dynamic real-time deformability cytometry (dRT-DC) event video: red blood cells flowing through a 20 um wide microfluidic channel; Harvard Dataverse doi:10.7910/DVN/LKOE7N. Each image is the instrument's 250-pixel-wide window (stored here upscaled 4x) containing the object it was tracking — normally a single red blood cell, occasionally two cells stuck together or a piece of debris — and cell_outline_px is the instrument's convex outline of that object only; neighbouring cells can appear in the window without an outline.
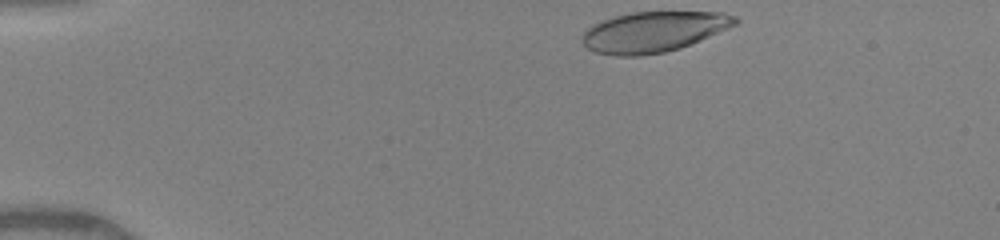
{"species": "human", "species_latin": "Homo sapiens", "temperature_condition": "warm", "stored_images_in_passage": 37, "camera_frame_rate_fps": 3000, "um_per_image_px": 0.085, "donor": {"sex": "female"}, "frame": {"image": 1, "passage_image": 1, "time_ms": 0.0, "image_size_px": [1000, 240], "cell_outline_px": [[740, 20], [736, 24], [728, 28], [700, 40], [680, 48], [664, 52], [640, 56], [616, 56], [596, 52], [588, 48], [580, 40], [580, 36], [592, 24], [616, 16], [632, 12], [724, 12], [736, 16]], "centroid_in_image_um": [55.54, 2.7], "position_along_channel_um": 29.5, "area_um2": 36.07}}
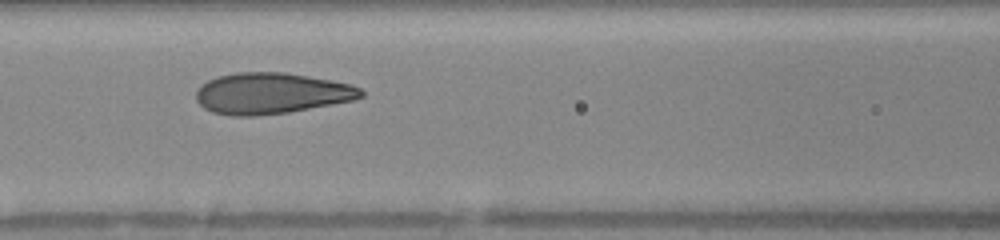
{"frame": {"image": 2, "passage_image": 15, "time_ms": 4.667, "image_size_px": [1000, 240], "cell_outline_px": [[364, 96], [352, 100], [288, 112], [256, 116], [232, 116], [212, 112], [204, 108], [196, 100], [196, 88], [200, 84], [216, 76], [236, 72], [284, 72], [332, 80], [352, 84], [360, 88], [364, 92]], "centroid_in_image_um": [23.02, 7.92], "position_along_channel_um": 143.6, "area_um2": 39.65}}
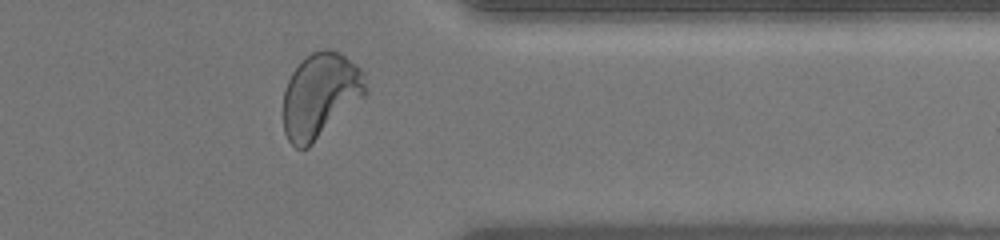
{"frame": {"image": 3, "passage_image": 33, "time_ms": 10.667, "image_size_px": [1000, 240], "cell_outline_px": [[368, 92], [364, 96], [308, 148], [296, 148], [288, 140], [284, 132], [284, 88], [292, 72], [300, 60], [312, 52], [324, 48], [328, 48], [340, 52], [356, 64], [364, 72], [368, 88]], "centroid_in_image_um": [27.23, 8.07], "position_along_channel_um": 384.2, "area_um2": 40.86}, "authors_computed_cell_mechanics": {"area_um2": 38.9572, "velocity_mm_per_s": 4.089, "shape_relaxation_time_tau1_ms": 3.304, "shape_relaxation_time_tau2_ms": null, "deformation_change_tau1": 0.1849, "deformation_change_tau2": null}}